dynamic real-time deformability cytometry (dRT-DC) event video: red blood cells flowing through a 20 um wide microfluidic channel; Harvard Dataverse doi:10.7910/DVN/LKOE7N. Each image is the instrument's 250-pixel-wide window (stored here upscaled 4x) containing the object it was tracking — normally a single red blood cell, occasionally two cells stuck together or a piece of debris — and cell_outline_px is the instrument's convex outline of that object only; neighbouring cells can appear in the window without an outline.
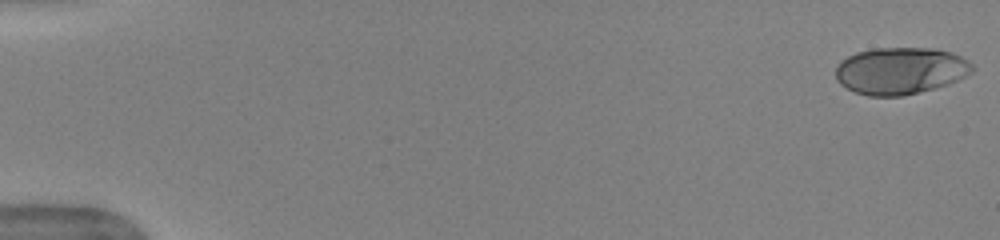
{"species": "human", "species_latin": "Homo sapiens", "temperature_condition": "warm", "stored_images_in_passage": 52, "camera_frame_rate_fps": 3000, "um_per_image_px": 0.085, "donor": {"sex": "female"}, "frame": {"image": 1, "passage_image": 1, "time_ms": 0.0, "image_size_px": [1000, 240], "cell_outline_px": [[976, 68], [972, 72], [948, 84], [900, 96], [868, 96], [856, 92], [840, 84], [836, 80], [836, 68], [840, 60], [856, 52], [872, 48], [932, 48], [952, 52], [968, 60]], "centroid_in_image_um": [76.52, 6.0], "position_along_channel_um": 8.5, "area_um2": 37.34}}
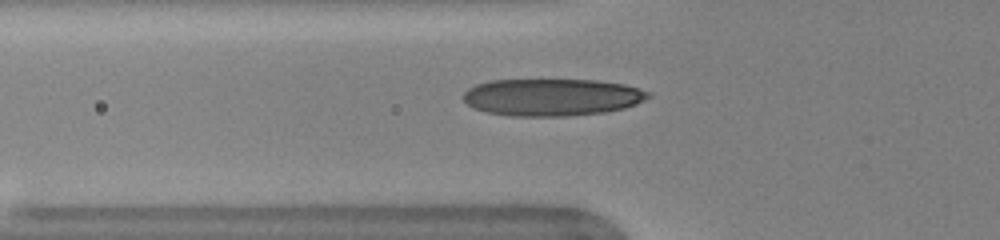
{"frame": {"image": 2, "passage_image": 19, "time_ms": 6.0, "image_size_px": [1000, 240], "cell_outline_px": [[652, 96], [636, 104], [624, 108], [604, 112], [564, 116], [512, 116], [488, 112], [476, 108], [468, 104], [464, 100], [464, 92], [468, 88], [476, 84], [492, 80], [596, 80], [624, 84], [652, 92]], "centroid_in_image_um": [46.95, 8.25], "position_along_channel_um": 78.8, "area_um2": 40.0}}
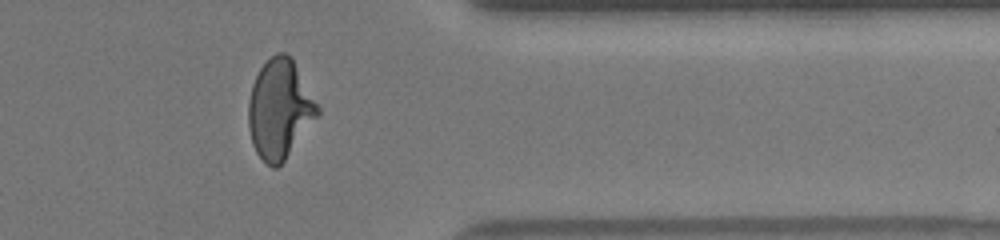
{"frame": {"image": 3, "passage_image": 43, "time_ms": 14.0, "image_size_px": [1000, 240], "cell_outline_px": [[320, 112], [284, 160], [276, 168], [272, 168], [256, 152], [252, 144], [248, 128], [248, 100], [252, 84], [260, 68], [276, 52], [288, 52], [320, 108]], "centroid_in_image_um": [23.74, 9.26], "position_along_channel_um": 387.7, "area_um2": 39.42}, "authors_computed_cell_mechanics": {"area_um2": 38.7838, "velocity_mm_per_s": 3.9646, "shape_relaxation_time_tau1_ms": 4.8049, "shape_relaxation_time_tau2_ms": null, "deformation_change_tau1": 0.2449, "deformation_change_tau2": null}}